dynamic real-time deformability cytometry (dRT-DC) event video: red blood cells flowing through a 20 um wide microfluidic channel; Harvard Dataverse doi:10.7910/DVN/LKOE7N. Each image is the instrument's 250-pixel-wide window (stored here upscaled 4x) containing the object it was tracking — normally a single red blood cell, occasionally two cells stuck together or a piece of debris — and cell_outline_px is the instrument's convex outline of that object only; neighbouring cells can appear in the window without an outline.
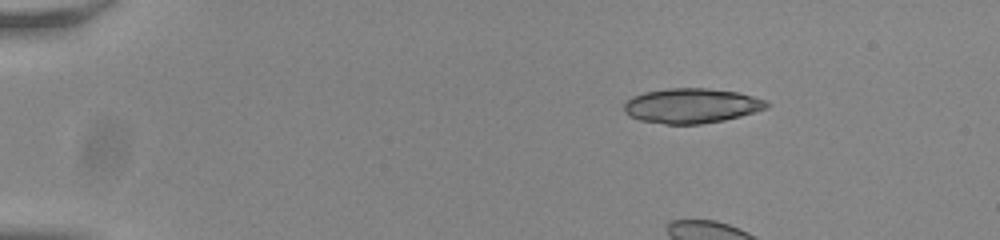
{"species": "common noctule bat (a hibernating species)", "species_latin": "Nyctalus noctula", "temperature_condition": "room temperature", "stored_images_in_passage": 47, "camera_frame_rate_fps": 3000, "um_per_image_px": 0.085, "animal": {"sex": "male", "body_mass_g": 20.0, "forearm_length_mm": 53.3}, "frame": {"image": 1, "passage_image": 1, "time_ms": 0.0, "image_size_px": [1000, 240], "cell_outline_px": [[772, 104], [768, 108], [756, 112], [724, 120], [700, 124], [664, 124], [640, 120], [628, 116], [624, 112], [624, 104], [632, 96], [644, 92], [668, 88], [708, 88], [736, 92], [768, 100]], "centroid_in_image_um": [58.8, 8.99], "position_along_channel_um": 26.2, "area_um2": 29.19}, "authors_computed_cell_mechanics": {"area_um2": 17.6868, "velocity_mm_per_s": 3.7698, "shape_relaxation_time_tau1_ms": 1.7737, "shape_relaxation_time_tau2_ms": null, "deformation_change_tau1": 0.2191, "deformation_change_tau2": null}}